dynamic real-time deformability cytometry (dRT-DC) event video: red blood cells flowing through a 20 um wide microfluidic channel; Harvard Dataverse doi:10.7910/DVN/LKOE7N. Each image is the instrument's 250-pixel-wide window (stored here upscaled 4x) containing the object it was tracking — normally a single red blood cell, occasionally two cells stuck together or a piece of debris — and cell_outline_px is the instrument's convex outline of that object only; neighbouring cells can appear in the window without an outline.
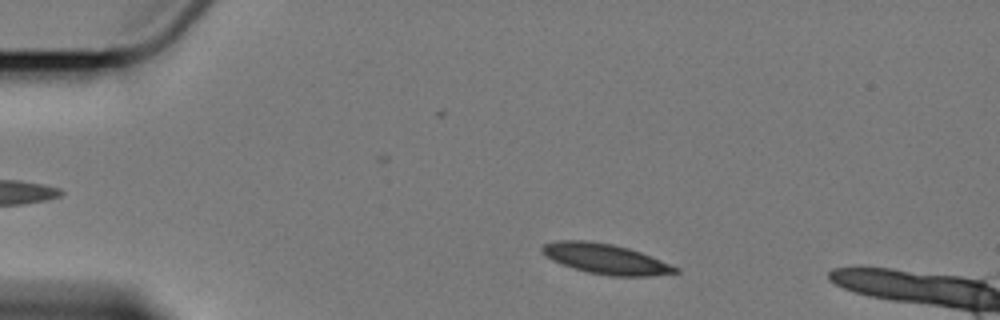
{"species": "Egyptian fruit bat (a non-hibernating species)", "species_latin": "Rousettus aegyptiacus", "temperature_condition": "cold", "stored_images_in_passage": 5, "camera_frame_rate_fps": 3000, "um_per_image_px": 0.085, "animal": {"sex": "female"}, "frame": {"image": 1, "passage_image": 1, "time_ms": 0.0, "image_size_px": [1000, 320], "cell_outline_px": [[680, 272], [652, 276], [608, 276], [588, 272], [572, 268], [552, 260], [544, 256], [540, 252], [540, 248], [544, 244], [556, 240], [588, 240], [612, 244], [628, 248], [640, 252], [680, 268]], "centroid_in_image_um": [51.44, 22.0], "position_along_channel_um": 33.6, "area_um2": 23.58}}
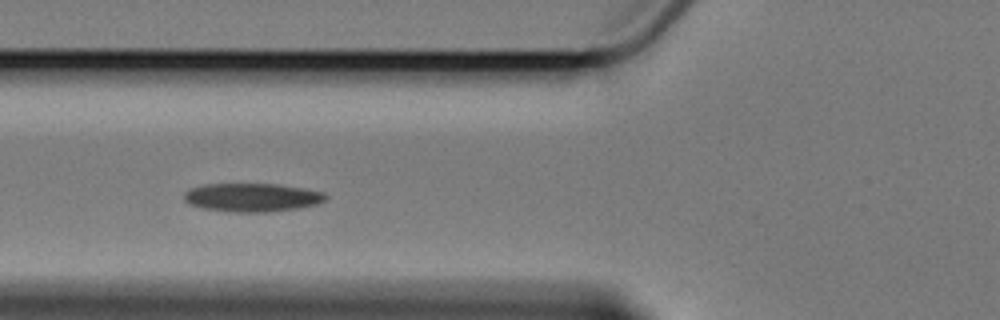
{"frame": {"image": 2, "passage_image": 4, "time_ms": 3.667, "image_size_px": [1000, 320], "cell_outline_px": [[328, 196], [324, 200], [316, 204], [296, 208], [268, 212], [232, 212], [200, 208], [188, 204], [184, 200], [184, 192], [192, 188], [204, 184], [276, 184], [308, 188], [324, 192]], "centroid_in_image_um": [21.42, 16.78], "position_along_channel_um": 104.4, "area_um2": 23.64}}
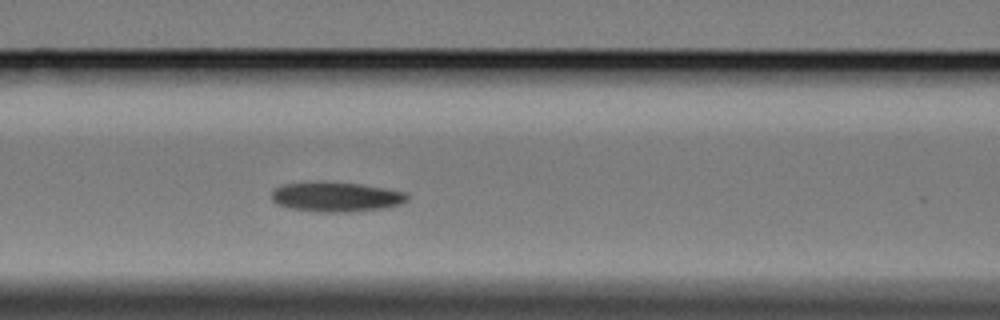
{"frame": {"image": 3, "passage_image": 5, "time_ms": 4.667, "image_size_px": [1000, 320], "cell_outline_px": [[408, 200], [400, 204], [380, 208], [348, 212], [320, 212], [292, 208], [276, 204], [272, 200], [272, 192], [280, 184], [360, 184], [384, 188], [404, 192], [408, 196]], "centroid_in_image_um": [28.58, 16.77], "position_along_channel_um": 138.0, "area_um2": 22.48}}